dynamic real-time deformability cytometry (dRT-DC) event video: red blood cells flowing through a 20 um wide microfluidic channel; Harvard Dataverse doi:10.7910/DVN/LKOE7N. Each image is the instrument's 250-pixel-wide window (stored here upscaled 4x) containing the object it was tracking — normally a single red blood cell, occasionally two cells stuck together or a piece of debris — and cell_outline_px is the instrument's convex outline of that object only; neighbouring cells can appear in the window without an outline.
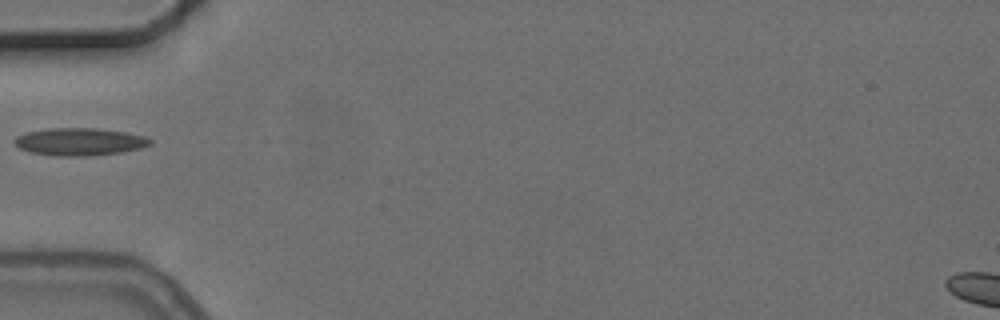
{"species": "common noctule bat (a hibernating species)", "species_latin": "Nyctalus noctula", "temperature_condition": "cold", "stored_images_in_passage": 5, "camera_frame_rate_fps": 3000, "um_per_image_px": 0.085, "animal": {"sex": "female", "body_mass_g": 24.6, "forearm_length_mm": 56.2}, "frame": {"image": 1, "passage_image": 5, "time_ms": 5.667, "image_size_px": [1000, 320], "cell_outline_px": [[152, 144], [140, 148], [120, 152], [84, 156], [56, 156], [32, 152], [20, 148], [12, 140], [16, 136], [28, 132], [48, 128], [96, 128], [124, 132], [144, 136], [152, 140]], "centroid_in_image_um": [6.76, 12.04], "position_along_channel_um": 78.2, "area_um2": 21.56}}